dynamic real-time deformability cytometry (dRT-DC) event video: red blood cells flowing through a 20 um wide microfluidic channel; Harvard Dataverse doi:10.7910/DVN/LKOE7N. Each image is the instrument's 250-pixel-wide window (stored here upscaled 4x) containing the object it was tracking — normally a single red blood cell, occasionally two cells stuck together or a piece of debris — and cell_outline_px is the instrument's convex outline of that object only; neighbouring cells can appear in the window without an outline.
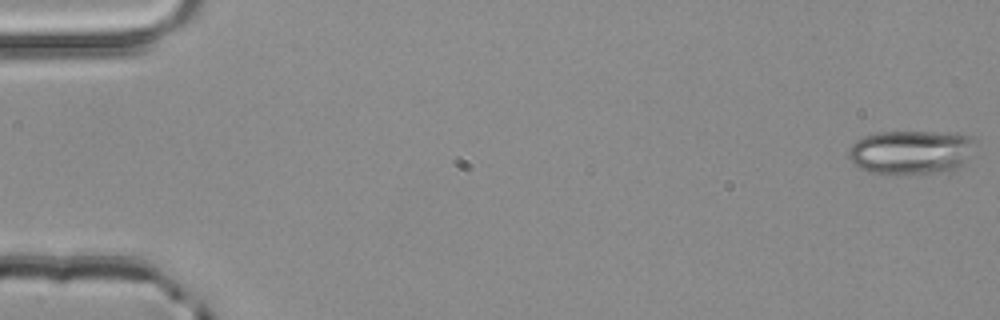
{"species": "common noctule bat (a hibernating species)", "species_latin": "Nyctalus noctula", "temperature_condition": "room temperature", "stored_images_in_passage": 4, "camera_frame_rate_fps": 3000, "um_per_image_px": 0.085, "animal": {"sex": "male", "body_mass_g": 20.4}, "frame": {"image": 1, "passage_image": 1, "time_ms": 0.0, "image_size_px": [1000, 320], "cell_outline_px": [[976, 140], [964, 164], [948, 172], [892, 176], [884, 176], [860, 168], [848, 156], [848, 148], [856, 140], [864, 136], [876, 132], [956, 132], [972, 136]], "centroid_in_image_um": [77.44, 12.95], "position_along_channel_um": 7.6, "area_um2": 33.35}}